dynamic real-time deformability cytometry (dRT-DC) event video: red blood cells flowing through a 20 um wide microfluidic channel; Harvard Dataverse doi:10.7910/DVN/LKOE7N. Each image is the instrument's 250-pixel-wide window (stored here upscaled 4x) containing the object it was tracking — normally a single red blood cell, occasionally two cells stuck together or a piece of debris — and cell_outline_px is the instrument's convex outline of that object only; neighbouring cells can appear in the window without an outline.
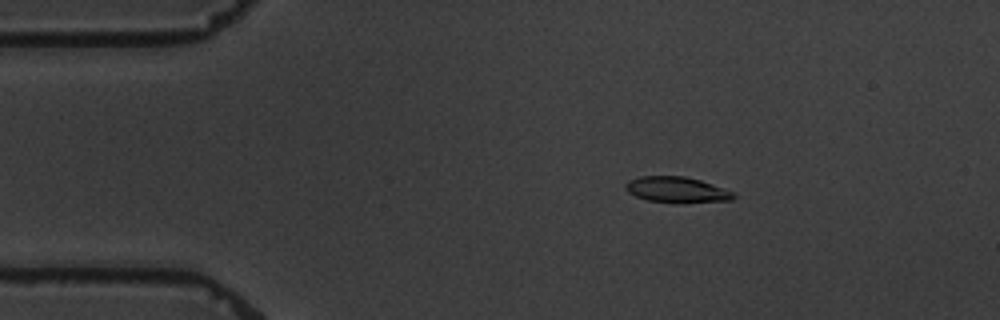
{"species": "common noctule bat (a hibernating species)", "species_latin": "Nyctalus noctula", "temperature_condition": "warm", "stored_images_in_passage": 5, "camera_frame_rate_fps": 3000, "um_per_image_px": 0.085, "animal": {"sex": "male", "body_mass_g": 19.5, "forearm_length_mm": 54.6}, "frame": {"image": 1, "passage_image": 3, "time_ms": 2.333, "image_size_px": [1000, 320], "cell_outline_px": [[736, 196], [732, 200], [676, 204], [648, 200], [636, 196], [628, 192], [624, 188], [624, 184], [628, 180], [640, 176], [684, 176], [700, 180], [724, 188], [732, 192]], "centroid_in_image_um": [57.5, 16.14], "position_along_channel_um": 27.5, "area_um2": 16.47}}
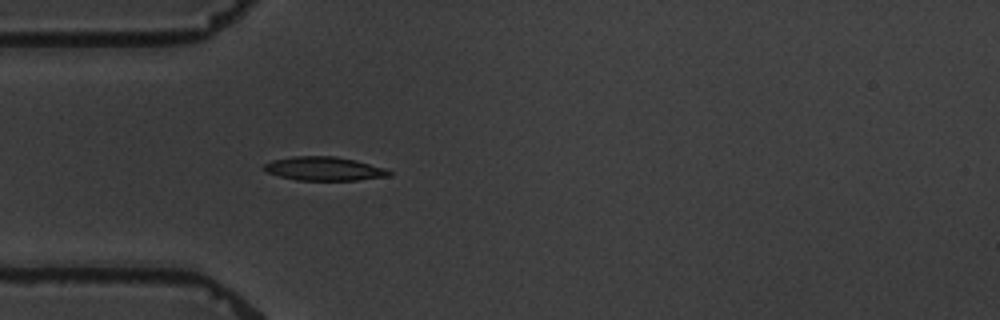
{"frame": {"image": 2, "passage_image": 5, "time_ms": 4.667, "image_size_px": [1000, 320], "cell_outline_px": [[392, 176], [356, 180], [296, 180], [264, 172], [264, 164], [272, 160], [292, 156], [336, 156], [356, 160], [384, 168], [392, 172]], "centroid_in_image_um": [27.54, 14.34], "position_along_channel_um": 57.5, "area_um2": 17.4}}